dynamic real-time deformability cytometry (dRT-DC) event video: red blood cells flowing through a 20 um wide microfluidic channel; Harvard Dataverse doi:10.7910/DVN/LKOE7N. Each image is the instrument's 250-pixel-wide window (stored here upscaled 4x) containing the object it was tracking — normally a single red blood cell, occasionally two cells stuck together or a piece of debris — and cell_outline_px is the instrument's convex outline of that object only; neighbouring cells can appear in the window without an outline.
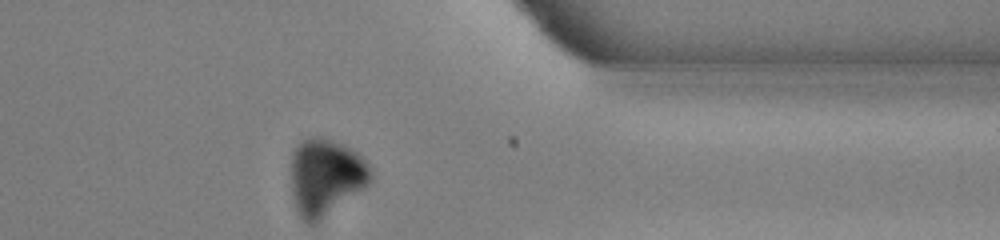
{"species": "common noctule bat (a hibernating species)", "species_latin": "Nyctalus noctula", "temperature_condition": "warm", "stored_images_in_passage": 27, "camera_frame_rate_fps": 3000, "um_per_image_px": 0.085, "animal": {"sex": "male", "body_mass_g": 13.0, "forearm_length_mm": 53.1}, "frame": {"image": 1, "passage_image": 27, "time_ms": 8.667, "image_size_px": [1000, 240], "cell_outline_px": [[372, 184], [316, 224], [308, 224], [300, 216], [296, 208], [292, 192], [292, 152], [300, 140], [308, 136], [316, 136], [332, 140], [344, 144], [356, 152], [368, 164], [372, 172]], "centroid_in_image_um": [27.71, 15.05], "position_along_channel_um": 383.7, "area_um2": 36.18}}